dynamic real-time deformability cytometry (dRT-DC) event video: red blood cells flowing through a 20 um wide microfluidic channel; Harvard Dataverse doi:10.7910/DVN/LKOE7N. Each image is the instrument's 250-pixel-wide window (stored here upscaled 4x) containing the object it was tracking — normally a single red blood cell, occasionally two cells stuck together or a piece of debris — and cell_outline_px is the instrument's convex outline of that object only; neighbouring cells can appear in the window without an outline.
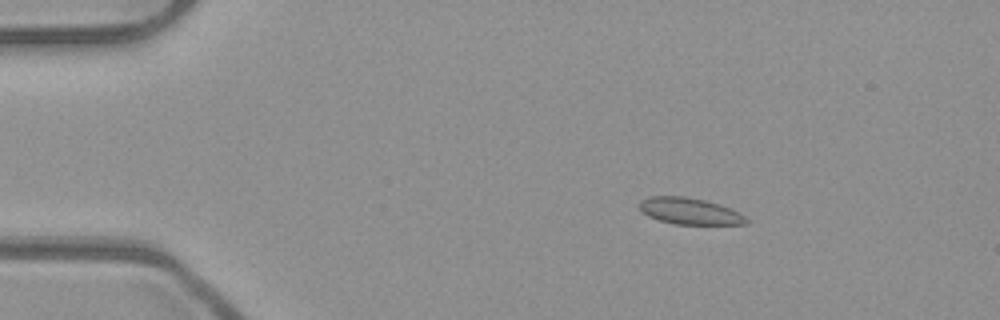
{"species": "common noctule bat (a hibernating species)", "species_latin": "Nyctalus noctula", "temperature_condition": "room temperature", "stored_images_in_passage": 46, "camera_frame_rate_fps": 3000, "um_per_image_px": 0.085, "animal": {"sex": "male", "body_mass_g": 23.1, "forearm_length_mm": 52.7}, "frame": {"image": 1, "passage_image": 2, "time_ms": 0.333, "image_size_px": [1000, 320], "cell_outline_px": [[748, 224], [676, 224], [660, 220], [648, 216], [640, 212], [636, 204], [640, 200], [648, 196], [684, 196], [704, 200], [720, 204], [740, 212], [748, 220]], "centroid_in_image_um": [58.57, 17.93], "position_along_channel_um": 26.4, "area_um2": 16.7}}
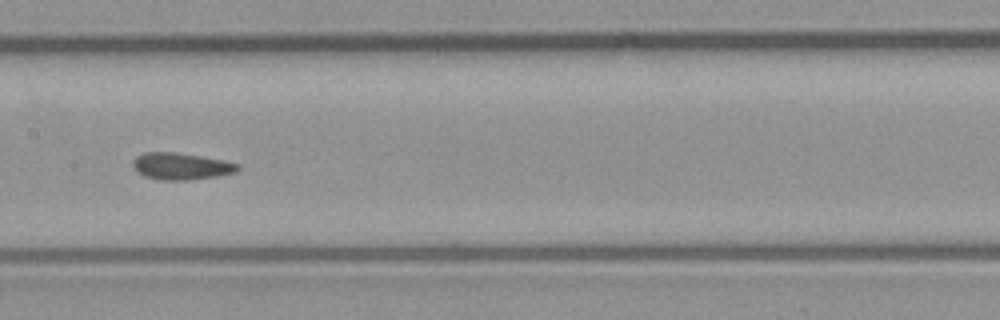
{"frame": {"image": 2, "passage_image": 20, "time_ms": 6.333, "image_size_px": [1000, 320], "cell_outline_px": [[240, 168], [236, 172], [216, 176], [188, 180], [160, 180], [144, 176], [136, 172], [132, 164], [132, 160], [136, 156], [144, 152], [176, 152], [224, 160], [240, 164]], "centroid_in_image_um": [15.37, 14.12], "position_along_channel_um": 192.0, "area_um2": 16.53}}
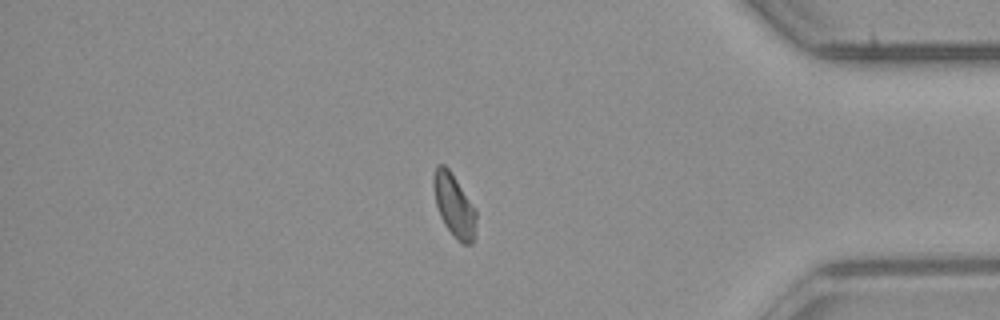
{"frame": {"image": 3, "passage_image": 38, "time_ms": 12.333, "image_size_px": [1000, 320], "cell_outline_px": [[476, 220], [472, 244], [464, 244], [456, 240], [444, 224], [440, 216], [436, 204], [432, 184], [432, 176], [436, 164], [444, 164], [448, 168], [476, 208]], "centroid_in_image_um": [38.58, 17.44], "position_along_channel_um": 396.6, "area_um2": 15.72}, "authors_computed_cell_mechanics": {"area_um2": 15.9817, "velocity_mm_per_s": 3.9524, "shape_relaxation_time_tau1_ms": 9.03, "shape_relaxation_time_tau2_ms": 1.4498, "deformation_change_tau1": 0.1171, "deformation_change_tau2": 0.0514}}